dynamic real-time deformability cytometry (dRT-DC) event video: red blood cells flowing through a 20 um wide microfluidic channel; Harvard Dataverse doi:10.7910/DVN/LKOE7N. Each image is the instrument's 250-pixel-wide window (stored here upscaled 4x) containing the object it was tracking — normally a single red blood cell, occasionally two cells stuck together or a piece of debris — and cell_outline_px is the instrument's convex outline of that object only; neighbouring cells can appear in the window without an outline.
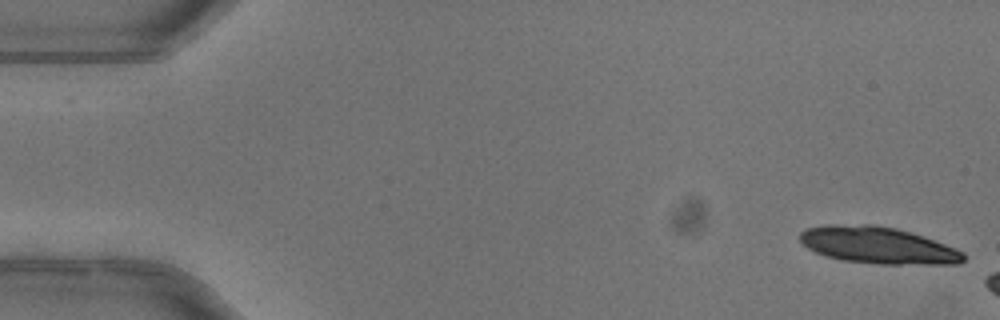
{"species": "common noctule bat (a hibernating species)", "species_latin": "Nyctalus noctula", "temperature_condition": "warm", "stored_images_in_passage": 8, "camera_frame_rate_fps": 3000, "um_per_image_px": 0.085, "animal": {"sex": "female"}, "frame": {"image": 1, "passage_image": 1, "time_ms": 0.0, "image_size_px": [1000, 320], "cell_outline_px": [[964, 260], [960, 264], [880, 264], [840, 260], [824, 256], [808, 248], [800, 240], [800, 232], [804, 228], [824, 224], [876, 224], [896, 228], [912, 232], [924, 236], [964, 252]], "centroid_in_image_um": [74.59, 20.83], "position_along_channel_um": 10.4, "area_um2": 35.43}}